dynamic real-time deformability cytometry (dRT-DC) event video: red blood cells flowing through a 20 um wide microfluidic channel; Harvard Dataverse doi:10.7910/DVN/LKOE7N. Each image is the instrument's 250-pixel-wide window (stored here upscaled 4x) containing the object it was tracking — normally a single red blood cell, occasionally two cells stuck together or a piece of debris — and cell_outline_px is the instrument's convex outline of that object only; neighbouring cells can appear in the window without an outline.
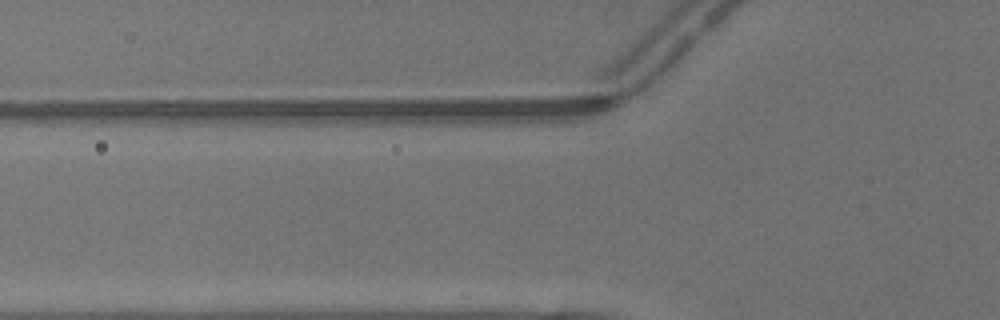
{"species": "common noctule bat (a hibernating species)", "species_latin": "Nyctalus noctula", "temperature_condition": "warm", "stored_images_in_passage": 3, "camera_frame_rate_fps": 3000, "um_per_image_px": 0.085, "animal": {"sex": "male", "body_mass_g": 13.3}, "frame": {"image": 1, "passage_image": 2, "time_ms": 0.333, "image_size_px": [1000, 320], "cell_outline_px": [[608, 100], [488, 120], [424, 120], [420, 104], [420, 100], [596, 96], [600, 96]], "centroid_in_image_um": [42.21, 9.1], "position_along_channel_um": 83.6, "area_um2": 21.04}}